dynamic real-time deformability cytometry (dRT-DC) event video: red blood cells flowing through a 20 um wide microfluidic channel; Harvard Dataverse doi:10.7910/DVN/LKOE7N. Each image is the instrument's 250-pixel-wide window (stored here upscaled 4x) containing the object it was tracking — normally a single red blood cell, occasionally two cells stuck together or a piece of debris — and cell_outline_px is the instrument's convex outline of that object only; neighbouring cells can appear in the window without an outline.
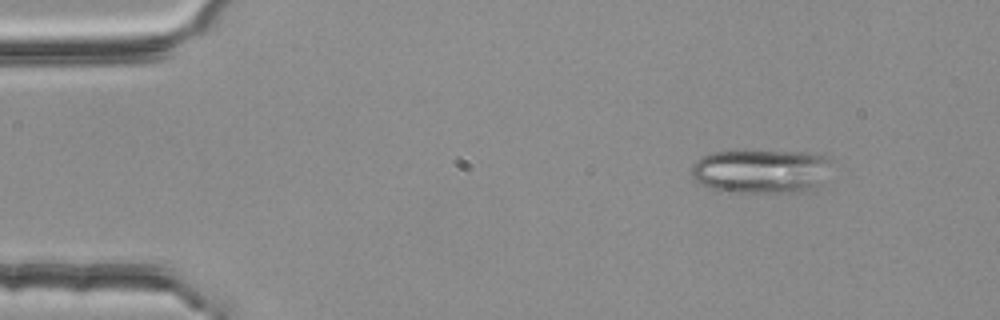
{"species": "common noctule bat (a hibernating species)", "species_latin": "Nyctalus noctula", "temperature_condition": "room temperature", "stored_images_in_passage": 54, "camera_frame_rate_fps": 3000, "um_per_image_px": 0.085, "animal": {"sex": "female", "body_mass_g": 25.1}, "frame": {"image": 1, "passage_image": 7, "time_ms": 2.0, "image_size_px": [1000, 320], "cell_outline_px": [[824, 160], [816, 188], [804, 192], [720, 192], [708, 188], [696, 180], [692, 176], [692, 164], [700, 156], [712, 152], [824, 152]], "centroid_in_image_um": [64.52, 14.57], "position_along_channel_um": 20.5, "area_um2": 35.03}}
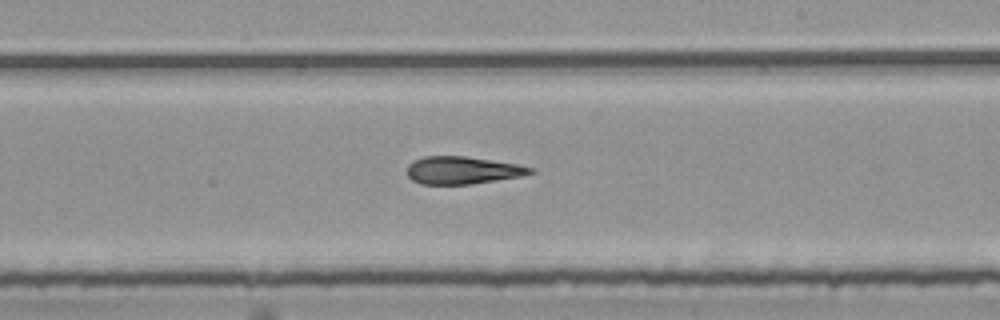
{"frame": {"image": 2, "passage_image": 32, "time_ms": 10.333, "image_size_px": [1000, 320], "cell_outline_px": [[536, 172], [520, 176], [472, 184], [420, 184], [412, 180], [408, 176], [408, 164], [412, 160], [424, 156], [464, 156], [516, 164], [536, 168]], "centroid_in_image_um": [39.3, 14.47], "position_along_channel_um": 249.7, "area_um2": 19.77}}
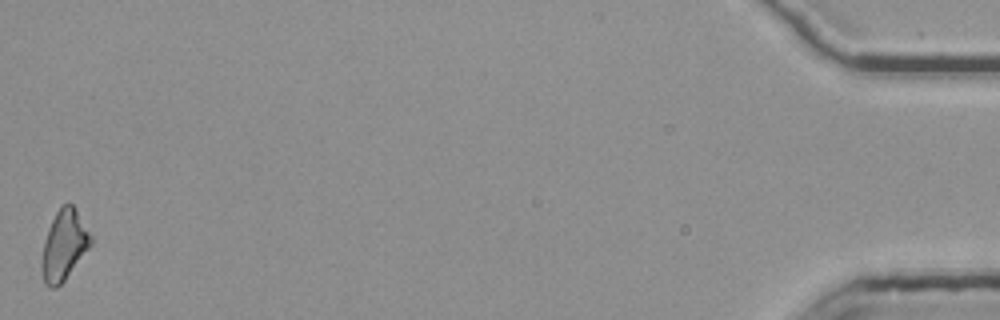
{"frame": {"image": 3, "passage_image": 54, "time_ms": 17.667, "image_size_px": [1000, 320], "cell_outline_px": [[92, 244], [64, 280], [56, 288], [48, 288], [44, 284], [40, 268], [40, 260], [48, 228], [56, 212], [68, 200], [76, 208], [92, 236]], "centroid_in_image_um": [5.42, 20.85], "position_along_channel_um": 429.8, "area_um2": 20.17}, "authors_computed_cell_mechanics": {"area_um2": 20.4901, "velocity_mm_per_s": 3.8108, "shape_relaxation_time_tau1_ms": 10.9014, "shape_relaxation_time_tau2_ms": 4.6679, "deformation_change_tau1": 0.2519, "deformation_change_tau2": 0.1784}}